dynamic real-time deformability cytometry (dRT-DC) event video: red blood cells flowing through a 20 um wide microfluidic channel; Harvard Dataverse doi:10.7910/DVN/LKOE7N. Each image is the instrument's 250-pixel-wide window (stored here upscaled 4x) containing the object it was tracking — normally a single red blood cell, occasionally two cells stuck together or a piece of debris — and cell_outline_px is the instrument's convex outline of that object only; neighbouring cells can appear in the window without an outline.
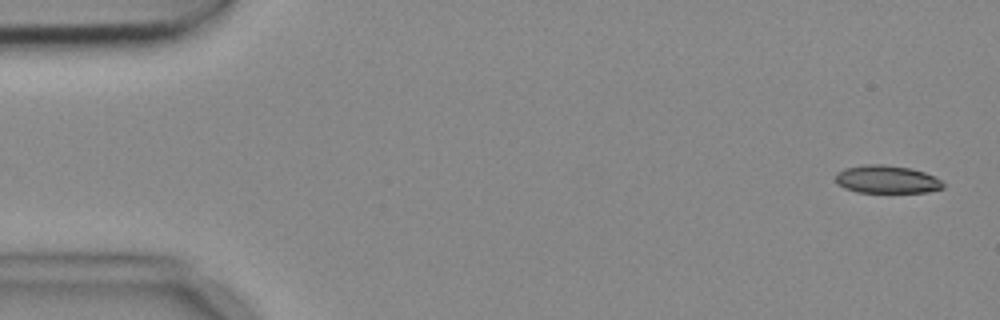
{"species": "common noctule bat (a hibernating species)", "species_latin": "Nyctalus noctula", "temperature_condition": "cold", "stored_images_in_passage": 4, "camera_frame_rate_fps": 3000, "um_per_image_px": 0.085, "animal": {"sex": "female", "body_mass_g": 18.4}, "frame": {"image": 1, "passage_image": 1, "time_ms": 0.0, "image_size_px": [1000, 320], "cell_outline_px": [[944, 188], [928, 192], [856, 192], [844, 188], [836, 180], [836, 172], [844, 168], [864, 164], [884, 164], [908, 168], [924, 172], [936, 176], [944, 184]], "centroid_in_image_um": [75.38, 15.24], "position_along_channel_um": 9.6, "area_um2": 17.51}}
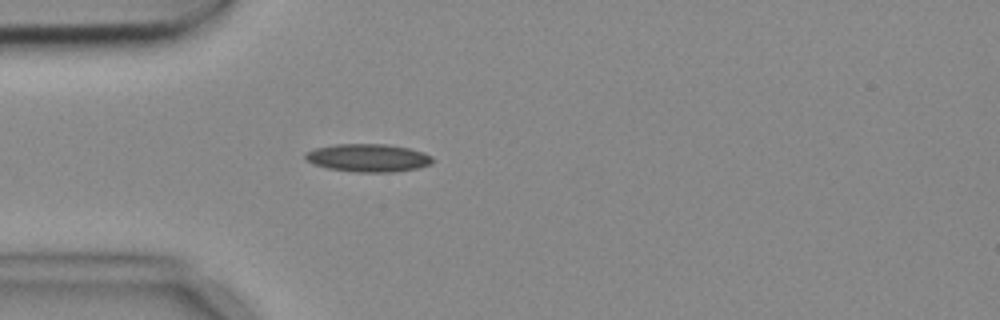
{"frame": {"image": 2, "passage_image": 4, "time_ms": 1.0, "image_size_px": [1000, 320], "cell_outline_px": [[432, 164], [416, 168], [392, 172], [360, 172], [328, 168], [316, 164], [308, 160], [304, 156], [304, 152], [316, 148], [336, 144], [388, 144], [408, 148], [424, 152], [432, 156]], "centroid_in_image_um": [31.31, 13.41], "position_along_channel_um": 53.7, "area_um2": 20.52}}